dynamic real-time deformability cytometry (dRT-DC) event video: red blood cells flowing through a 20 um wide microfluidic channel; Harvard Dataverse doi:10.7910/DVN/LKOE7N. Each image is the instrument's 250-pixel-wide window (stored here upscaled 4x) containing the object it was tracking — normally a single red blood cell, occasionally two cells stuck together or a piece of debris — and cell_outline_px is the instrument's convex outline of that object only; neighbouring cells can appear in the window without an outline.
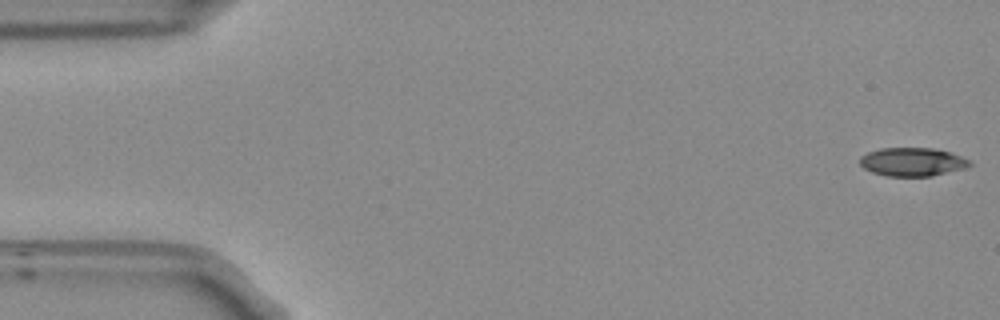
{"species": "Egyptian fruit bat (a non-hibernating species)", "species_latin": "Rousettus aegyptiacus", "temperature_condition": "room temperature", "stored_images_in_passage": 54, "camera_frame_rate_fps": 3000, "um_per_image_px": 0.085, "frame": {"image": 1, "passage_image": 1, "time_ms": 0.0, "image_size_px": [1000, 320], "cell_outline_px": [[972, 164], [964, 168], [932, 176], [888, 176], [872, 172], [864, 168], [860, 164], [860, 156], [868, 152], [880, 148], [932, 148], [948, 152], [960, 156], [968, 160]], "centroid_in_image_um": [77.51, 13.76], "position_along_channel_um": 7.5, "area_um2": 18.03}}
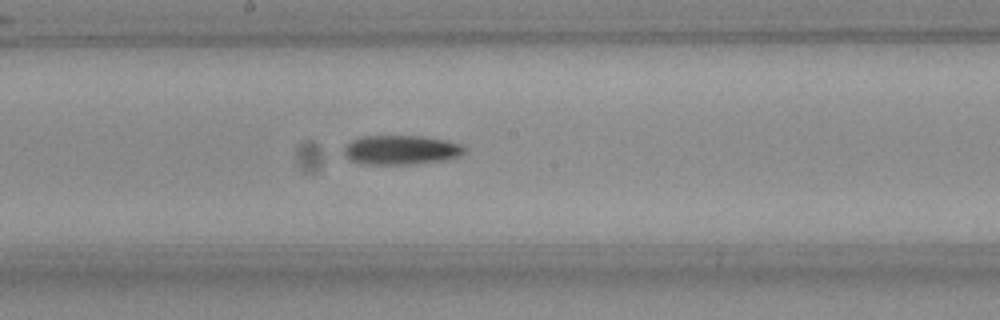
{"frame": {"image": 2, "passage_image": 28, "time_ms": 9.0, "image_size_px": [1000, 320], "cell_outline_px": [[464, 152], [460, 156], [448, 160], [408, 164], [368, 164], [352, 160], [344, 152], [344, 148], [352, 140], [364, 136], [420, 136], [444, 140], [460, 144], [464, 148]], "centroid_in_image_um": [34.12, 12.74], "position_along_channel_um": 214.1, "area_um2": 20.23}}
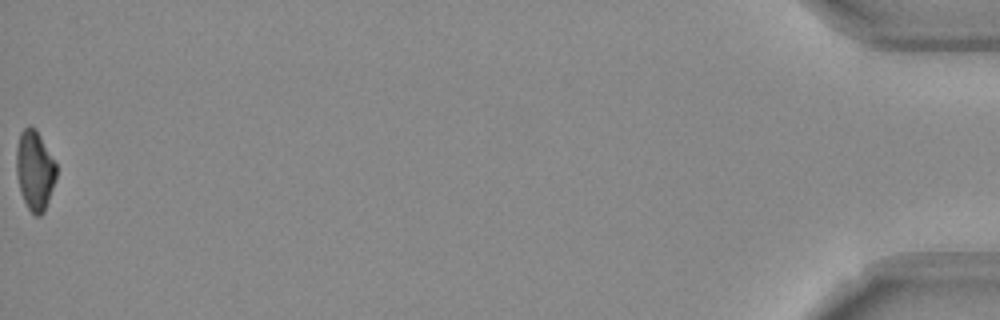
{"frame": {"image": 3, "passage_image": 54, "time_ms": 17.667, "image_size_px": [1000, 320], "cell_outline_px": [[56, 176], [44, 212], [40, 216], [36, 216], [28, 208], [20, 192], [16, 172], [16, 148], [20, 132], [28, 124], [36, 128], [56, 164]], "centroid_in_image_um": [2.93, 14.44], "position_along_channel_um": 432.3, "area_um2": 18.5}, "authors_computed_cell_mechanics": {"area_um2": 19.6231, "velocity_mm_per_s": 3.7507, "shape_relaxation_time_tau1_ms": 8.9014, "shape_relaxation_time_tau2_ms": null, "deformation_change_tau1": 0.2347, "deformation_change_tau2": null}}